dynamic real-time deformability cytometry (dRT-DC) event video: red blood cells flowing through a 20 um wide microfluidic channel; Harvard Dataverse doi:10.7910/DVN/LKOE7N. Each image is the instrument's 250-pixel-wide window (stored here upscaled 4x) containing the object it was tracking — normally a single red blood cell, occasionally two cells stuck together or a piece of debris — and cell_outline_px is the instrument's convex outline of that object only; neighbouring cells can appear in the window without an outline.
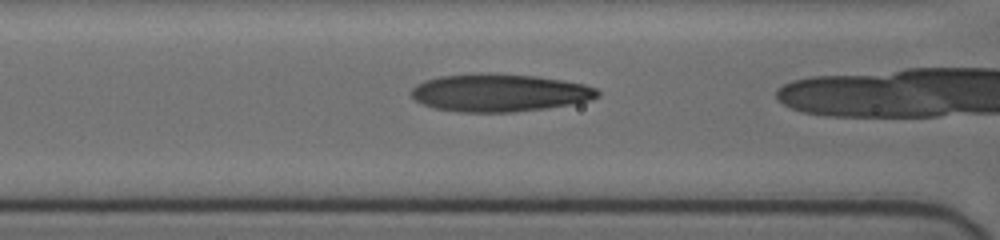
{"species": "human", "species_latin": "Homo sapiens", "temperature_condition": "cold", "stored_images_in_passage": 46, "camera_frame_rate_fps": 3000, "um_per_image_px": 0.085, "donor": {"sex": "female"}, "frame": {"image": 1, "passage_image": 25, "time_ms": 8.0, "image_size_px": [1000, 240], "cell_outline_px": [[600, 96], [592, 100], [544, 108], [512, 112], [460, 112], [436, 108], [424, 104], [416, 100], [412, 96], [412, 88], [416, 84], [424, 80], [440, 76], [472, 72], [480, 72], [536, 76], [564, 80], [584, 84], [596, 88], [600, 92]], "centroid_in_image_um": [42.45, 7.86], "position_along_channel_um": 124.1, "area_um2": 41.1}}
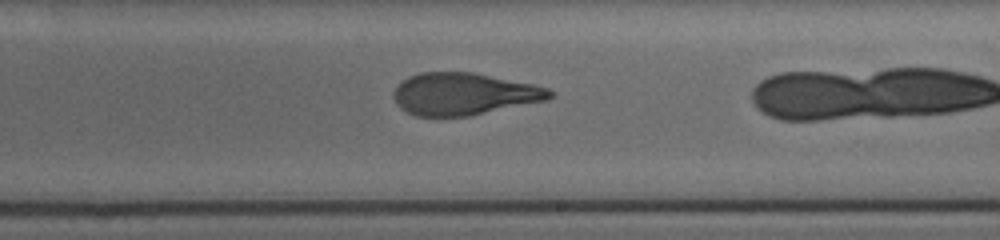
{"frame": {"image": 2, "passage_image": 35, "time_ms": 11.333, "image_size_px": [1000, 240], "cell_outline_px": [[552, 96], [548, 100], [468, 116], [416, 116], [400, 108], [396, 100], [396, 88], [408, 76], [420, 72], [472, 72], [532, 84], [548, 88], [552, 92]], "centroid_in_image_um": [39.46, 7.98], "position_along_channel_um": 249.5, "area_um2": 37.86}}
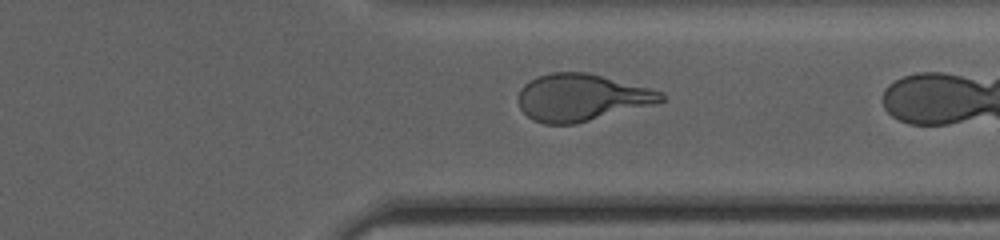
{"frame": {"image": 3, "passage_image": 44, "time_ms": 14.333, "image_size_px": [1000, 240], "cell_outline_px": [[664, 100], [656, 104], [576, 124], [544, 124], [532, 120], [520, 108], [516, 100], [520, 88], [524, 84], [540, 76], [552, 72], [584, 72], [664, 92]], "centroid_in_image_um": [49.4, 8.31], "position_along_channel_um": 362.0, "area_um2": 39.02}}